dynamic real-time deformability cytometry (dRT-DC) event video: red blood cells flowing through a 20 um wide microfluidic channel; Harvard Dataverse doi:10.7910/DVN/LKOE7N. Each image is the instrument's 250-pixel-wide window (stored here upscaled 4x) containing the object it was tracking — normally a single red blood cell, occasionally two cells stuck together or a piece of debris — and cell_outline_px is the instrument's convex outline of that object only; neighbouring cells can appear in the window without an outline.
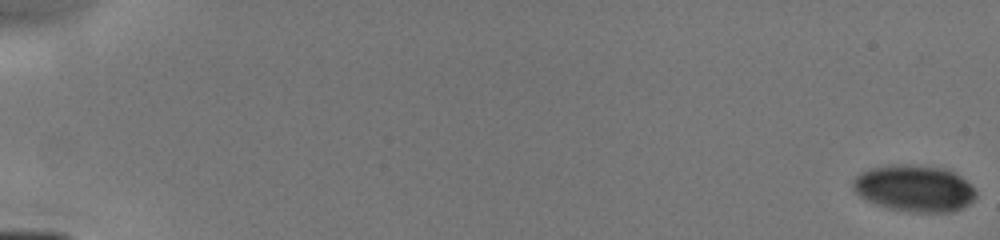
{"species": "human", "species_latin": "Homo sapiens", "temperature_condition": "cold", "stored_images_in_passage": 28, "camera_frame_rate_fps": 3000, "um_per_image_px": 0.085, "donor": {"sex": "male"}, "frame": {"image": 1, "passage_image": 1, "time_ms": 0.0, "image_size_px": [1000, 240], "cell_outline_px": [[976, 196], [968, 204], [952, 212], [916, 212], [888, 208], [868, 200], [860, 196], [852, 188], [852, 180], [860, 172], [872, 168], [892, 164], [908, 164], [940, 168], [952, 172], [960, 176], [976, 192]], "centroid_in_image_um": [77.68, 16.0], "position_along_channel_um": 7.3, "area_um2": 32.95}}
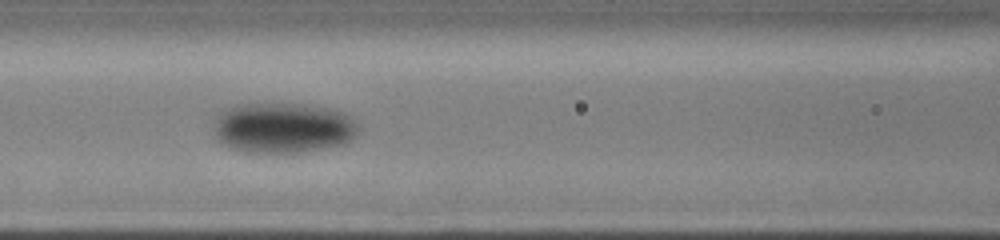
{"frame": {"image": 2, "passage_image": 21, "time_ms": 7.667, "image_size_px": [1000, 240], "cell_outline_px": [[356, 136], [352, 140], [344, 144], [328, 148], [300, 152], [244, 152], [232, 148], [220, 140], [216, 136], [212, 120], [224, 108], [236, 104], [264, 100], [308, 104], [340, 112], [348, 116], [356, 124]], "centroid_in_image_um": [23.99, 10.81], "position_along_channel_um": 142.6, "area_um2": 43.47}}
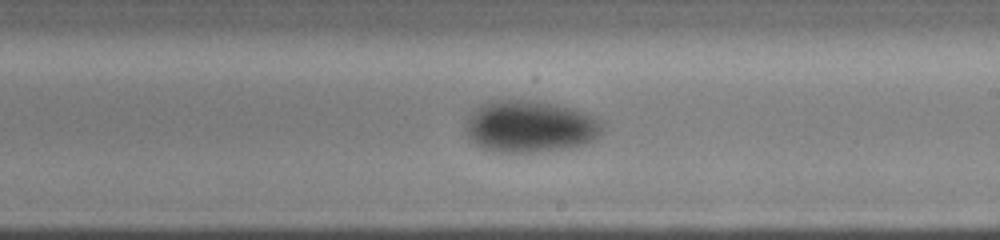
{"frame": {"image": 3, "passage_image": 28, "time_ms": 10.0, "image_size_px": [1000, 240], "cell_outline_px": [[604, 128], [588, 144], [572, 148], [536, 152], [500, 152], [484, 148], [476, 144], [468, 136], [464, 128], [464, 120], [480, 104], [488, 100], [532, 100], [556, 104], [588, 112], [596, 116], [604, 124]], "centroid_in_image_um": [45.07, 10.74], "position_along_channel_um": 243.9, "area_um2": 42.02}}